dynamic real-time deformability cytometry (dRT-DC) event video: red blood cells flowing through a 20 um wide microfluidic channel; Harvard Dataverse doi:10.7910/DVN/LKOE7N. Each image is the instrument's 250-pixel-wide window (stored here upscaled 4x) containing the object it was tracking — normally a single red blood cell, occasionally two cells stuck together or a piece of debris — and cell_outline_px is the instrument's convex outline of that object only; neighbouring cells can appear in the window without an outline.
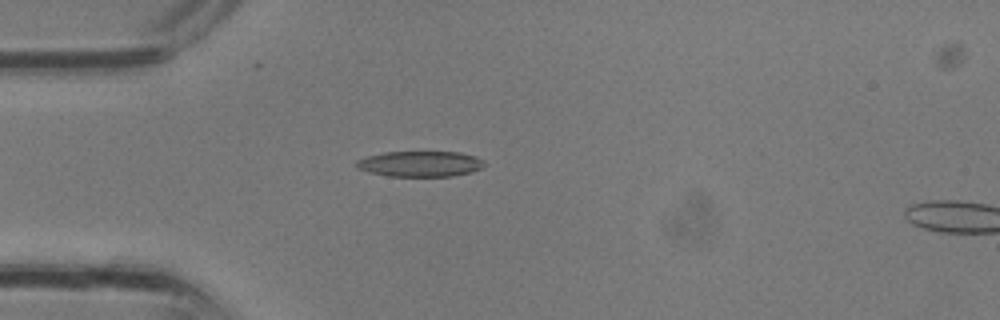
{"species": "common noctule bat (a hibernating species)", "species_latin": "Nyctalus noctula", "temperature_condition": "room temperature", "stored_images_in_passage": 2, "camera_frame_rate_fps": 3000, "um_per_image_px": 0.085, "animal": {"sex": "male", "body_mass_g": 13.3}, "frame": {"image": 1, "passage_image": 1, "time_ms": 0.0, "image_size_px": [1000, 320], "cell_outline_px": [[484, 164], [480, 168], [472, 172], [452, 176], [388, 176], [368, 172], [356, 168], [352, 164], [356, 160], [368, 156], [384, 152], [460, 152], [476, 156], [484, 160]], "centroid_in_image_um": [35.67, 13.93], "position_along_channel_um": 49.3, "area_um2": 19.25}}